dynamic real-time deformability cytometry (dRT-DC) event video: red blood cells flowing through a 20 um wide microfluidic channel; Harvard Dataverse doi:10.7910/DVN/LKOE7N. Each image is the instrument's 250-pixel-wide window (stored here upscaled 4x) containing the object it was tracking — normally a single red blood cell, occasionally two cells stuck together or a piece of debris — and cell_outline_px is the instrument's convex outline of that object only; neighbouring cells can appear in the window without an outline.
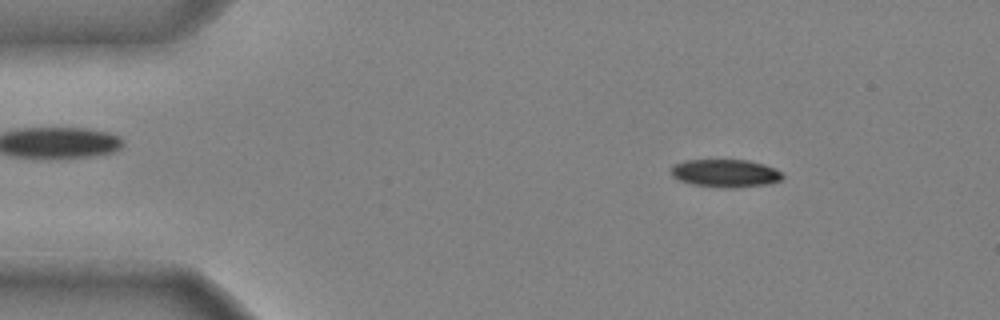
{"species": "common noctule bat (a hibernating species)", "species_latin": "Nyctalus noctula", "temperature_condition": "cold", "stored_images_in_passage": 11, "camera_frame_rate_fps": 3000, "um_per_image_px": 0.085, "animal": {"sex": "male", "body_mass_g": 20.4}, "frame": {"image": 1, "passage_image": 3, "time_ms": 0.667, "image_size_px": [1000, 320], "cell_outline_px": [[784, 176], [780, 180], [768, 184], [732, 188], [724, 188], [692, 184], [680, 180], [672, 176], [672, 164], [684, 160], [748, 160], [764, 164], [780, 172]], "centroid_in_image_um": [61.63, 14.72], "position_along_channel_um": 23.4, "area_um2": 18.03}}
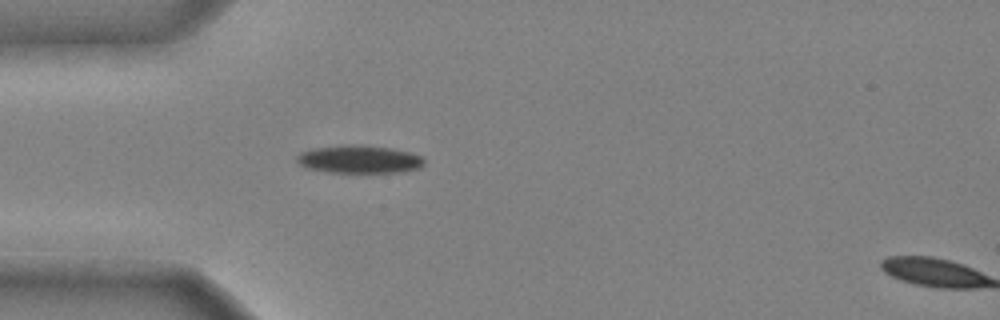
{"frame": {"image": 2, "passage_image": 10, "time_ms": 3.0, "image_size_px": [1000, 320], "cell_outline_px": [[424, 164], [420, 168], [400, 172], [328, 172], [308, 168], [300, 164], [296, 160], [296, 156], [300, 152], [312, 148], [352, 144], [364, 144], [392, 148], [424, 156]], "centroid_in_image_um": [30.55, 13.52], "position_along_channel_um": 54.4, "area_um2": 20.87}}